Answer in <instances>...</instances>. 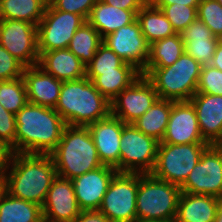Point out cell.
I'll list each match as a JSON object with an SVG mask.
<instances>
[{"instance_id":"6da1fadb","label":"cell","mask_w":222,"mask_h":222,"mask_svg":"<svg viewBox=\"0 0 222 222\" xmlns=\"http://www.w3.org/2000/svg\"><path fill=\"white\" fill-rule=\"evenodd\" d=\"M15 153L50 155L67 124L54 108L27 103L16 114Z\"/></svg>"},{"instance_id":"7a4b0ae2","label":"cell","mask_w":222,"mask_h":222,"mask_svg":"<svg viewBox=\"0 0 222 222\" xmlns=\"http://www.w3.org/2000/svg\"><path fill=\"white\" fill-rule=\"evenodd\" d=\"M57 176L51 155L14 153L5 175L6 192L42 207Z\"/></svg>"},{"instance_id":"3957f363","label":"cell","mask_w":222,"mask_h":222,"mask_svg":"<svg viewBox=\"0 0 222 222\" xmlns=\"http://www.w3.org/2000/svg\"><path fill=\"white\" fill-rule=\"evenodd\" d=\"M54 109L69 126L87 127L111 114L110 102L87 77L64 81Z\"/></svg>"},{"instance_id":"277c9868","label":"cell","mask_w":222,"mask_h":222,"mask_svg":"<svg viewBox=\"0 0 222 222\" xmlns=\"http://www.w3.org/2000/svg\"><path fill=\"white\" fill-rule=\"evenodd\" d=\"M50 155L57 175L64 179L72 180L103 166L88 127L67 125Z\"/></svg>"},{"instance_id":"5b68a950","label":"cell","mask_w":222,"mask_h":222,"mask_svg":"<svg viewBox=\"0 0 222 222\" xmlns=\"http://www.w3.org/2000/svg\"><path fill=\"white\" fill-rule=\"evenodd\" d=\"M202 65L187 53L171 66L145 68L141 73L154 85L160 99L189 101L196 93Z\"/></svg>"},{"instance_id":"8992f818","label":"cell","mask_w":222,"mask_h":222,"mask_svg":"<svg viewBox=\"0 0 222 222\" xmlns=\"http://www.w3.org/2000/svg\"><path fill=\"white\" fill-rule=\"evenodd\" d=\"M181 188L151 174H139L137 219L174 222Z\"/></svg>"},{"instance_id":"52a82bcc","label":"cell","mask_w":222,"mask_h":222,"mask_svg":"<svg viewBox=\"0 0 222 222\" xmlns=\"http://www.w3.org/2000/svg\"><path fill=\"white\" fill-rule=\"evenodd\" d=\"M208 146V143H159L155 166L150 174L180 187Z\"/></svg>"},{"instance_id":"ba28073f","label":"cell","mask_w":222,"mask_h":222,"mask_svg":"<svg viewBox=\"0 0 222 222\" xmlns=\"http://www.w3.org/2000/svg\"><path fill=\"white\" fill-rule=\"evenodd\" d=\"M120 141V173L150 174L160 142L145 135L133 124L123 125Z\"/></svg>"},{"instance_id":"9c48e42d","label":"cell","mask_w":222,"mask_h":222,"mask_svg":"<svg viewBox=\"0 0 222 222\" xmlns=\"http://www.w3.org/2000/svg\"><path fill=\"white\" fill-rule=\"evenodd\" d=\"M139 173L117 172L109 183L99 211L111 222L137 220L136 198Z\"/></svg>"},{"instance_id":"30bf717a","label":"cell","mask_w":222,"mask_h":222,"mask_svg":"<svg viewBox=\"0 0 222 222\" xmlns=\"http://www.w3.org/2000/svg\"><path fill=\"white\" fill-rule=\"evenodd\" d=\"M85 22L80 15L53 9L47 4L37 25L39 56L43 52L67 49L76 30Z\"/></svg>"},{"instance_id":"8fae6325","label":"cell","mask_w":222,"mask_h":222,"mask_svg":"<svg viewBox=\"0 0 222 222\" xmlns=\"http://www.w3.org/2000/svg\"><path fill=\"white\" fill-rule=\"evenodd\" d=\"M181 192L222 199V147L209 145L180 186Z\"/></svg>"},{"instance_id":"7c38bea8","label":"cell","mask_w":222,"mask_h":222,"mask_svg":"<svg viewBox=\"0 0 222 222\" xmlns=\"http://www.w3.org/2000/svg\"><path fill=\"white\" fill-rule=\"evenodd\" d=\"M0 44L25 67L38 65L37 25L0 19Z\"/></svg>"},{"instance_id":"4fadbf2b","label":"cell","mask_w":222,"mask_h":222,"mask_svg":"<svg viewBox=\"0 0 222 222\" xmlns=\"http://www.w3.org/2000/svg\"><path fill=\"white\" fill-rule=\"evenodd\" d=\"M159 99L154 85L140 75L123 89L111 102V115L125 124H132Z\"/></svg>"},{"instance_id":"5bb4252c","label":"cell","mask_w":222,"mask_h":222,"mask_svg":"<svg viewBox=\"0 0 222 222\" xmlns=\"http://www.w3.org/2000/svg\"><path fill=\"white\" fill-rule=\"evenodd\" d=\"M102 43L140 73L144 71L148 64L150 45L142 34L137 19L133 23L105 36Z\"/></svg>"},{"instance_id":"9a60e30c","label":"cell","mask_w":222,"mask_h":222,"mask_svg":"<svg viewBox=\"0 0 222 222\" xmlns=\"http://www.w3.org/2000/svg\"><path fill=\"white\" fill-rule=\"evenodd\" d=\"M160 143H207L201 135L196 110L190 101H172L167 129Z\"/></svg>"},{"instance_id":"2e32d148","label":"cell","mask_w":222,"mask_h":222,"mask_svg":"<svg viewBox=\"0 0 222 222\" xmlns=\"http://www.w3.org/2000/svg\"><path fill=\"white\" fill-rule=\"evenodd\" d=\"M116 173L115 168L103 165L71 180L81 211L99 210L109 183Z\"/></svg>"},{"instance_id":"e0dca14e","label":"cell","mask_w":222,"mask_h":222,"mask_svg":"<svg viewBox=\"0 0 222 222\" xmlns=\"http://www.w3.org/2000/svg\"><path fill=\"white\" fill-rule=\"evenodd\" d=\"M80 212L71 180L57 176L42 205L43 221L72 222Z\"/></svg>"},{"instance_id":"ac0fdd59","label":"cell","mask_w":222,"mask_h":222,"mask_svg":"<svg viewBox=\"0 0 222 222\" xmlns=\"http://www.w3.org/2000/svg\"><path fill=\"white\" fill-rule=\"evenodd\" d=\"M125 123L111 114L88 125L100 162L120 172V138Z\"/></svg>"},{"instance_id":"d6986e66","label":"cell","mask_w":222,"mask_h":222,"mask_svg":"<svg viewBox=\"0 0 222 222\" xmlns=\"http://www.w3.org/2000/svg\"><path fill=\"white\" fill-rule=\"evenodd\" d=\"M197 114L203 139L209 145L222 143V96L195 93L189 100Z\"/></svg>"},{"instance_id":"ffe728a7","label":"cell","mask_w":222,"mask_h":222,"mask_svg":"<svg viewBox=\"0 0 222 222\" xmlns=\"http://www.w3.org/2000/svg\"><path fill=\"white\" fill-rule=\"evenodd\" d=\"M28 102L55 108L63 82L47 74L40 66L25 67L22 75Z\"/></svg>"},{"instance_id":"44dd1931","label":"cell","mask_w":222,"mask_h":222,"mask_svg":"<svg viewBox=\"0 0 222 222\" xmlns=\"http://www.w3.org/2000/svg\"><path fill=\"white\" fill-rule=\"evenodd\" d=\"M38 66L62 82L86 77V65L68 48L43 52Z\"/></svg>"},{"instance_id":"7402d4cb","label":"cell","mask_w":222,"mask_h":222,"mask_svg":"<svg viewBox=\"0 0 222 222\" xmlns=\"http://www.w3.org/2000/svg\"><path fill=\"white\" fill-rule=\"evenodd\" d=\"M185 53L193 57L201 65H209L216 47L217 37L209 27L196 18L182 33Z\"/></svg>"},{"instance_id":"603a6c76","label":"cell","mask_w":222,"mask_h":222,"mask_svg":"<svg viewBox=\"0 0 222 222\" xmlns=\"http://www.w3.org/2000/svg\"><path fill=\"white\" fill-rule=\"evenodd\" d=\"M222 199L181 192L174 222H214Z\"/></svg>"},{"instance_id":"cb8c5ba5","label":"cell","mask_w":222,"mask_h":222,"mask_svg":"<svg viewBox=\"0 0 222 222\" xmlns=\"http://www.w3.org/2000/svg\"><path fill=\"white\" fill-rule=\"evenodd\" d=\"M136 19L137 14L134 11L116 8L98 0L87 22L99 32L103 39L121 27L133 23Z\"/></svg>"},{"instance_id":"d4e9b609","label":"cell","mask_w":222,"mask_h":222,"mask_svg":"<svg viewBox=\"0 0 222 222\" xmlns=\"http://www.w3.org/2000/svg\"><path fill=\"white\" fill-rule=\"evenodd\" d=\"M137 21L149 45L176 34L163 12L150 2H147L137 13Z\"/></svg>"},{"instance_id":"484cf974","label":"cell","mask_w":222,"mask_h":222,"mask_svg":"<svg viewBox=\"0 0 222 222\" xmlns=\"http://www.w3.org/2000/svg\"><path fill=\"white\" fill-rule=\"evenodd\" d=\"M141 73L131 64L123 63L117 72H100L91 82L111 102L123 89L136 80Z\"/></svg>"},{"instance_id":"4316f807","label":"cell","mask_w":222,"mask_h":222,"mask_svg":"<svg viewBox=\"0 0 222 222\" xmlns=\"http://www.w3.org/2000/svg\"><path fill=\"white\" fill-rule=\"evenodd\" d=\"M171 108V100L159 98L132 124L145 135L161 142L167 129Z\"/></svg>"},{"instance_id":"83f0119b","label":"cell","mask_w":222,"mask_h":222,"mask_svg":"<svg viewBox=\"0 0 222 222\" xmlns=\"http://www.w3.org/2000/svg\"><path fill=\"white\" fill-rule=\"evenodd\" d=\"M0 222H44L42 207L5 191L0 198Z\"/></svg>"},{"instance_id":"f1b7e54d","label":"cell","mask_w":222,"mask_h":222,"mask_svg":"<svg viewBox=\"0 0 222 222\" xmlns=\"http://www.w3.org/2000/svg\"><path fill=\"white\" fill-rule=\"evenodd\" d=\"M47 4L46 0H0V19H14L38 25Z\"/></svg>"},{"instance_id":"f546056e","label":"cell","mask_w":222,"mask_h":222,"mask_svg":"<svg viewBox=\"0 0 222 222\" xmlns=\"http://www.w3.org/2000/svg\"><path fill=\"white\" fill-rule=\"evenodd\" d=\"M185 52L180 33L158 40L150 45V56L145 68L171 66Z\"/></svg>"},{"instance_id":"4dcf8cb0","label":"cell","mask_w":222,"mask_h":222,"mask_svg":"<svg viewBox=\"0 0 222 222\" xmlns=\"http://www.w3.org/2000/svg\"><path fill=\"white\" fill-rule=\"evenodd\" d=\"M102 42L99 32L86 21L76 30L68 49L87 65L93 60Z\"/></svg>"},{"instance_id":"1f68e13d","label":"cell","mask_w":222,"mask_h":222,"mask_svg":"<svg viewBox=\"0 0 222 222\" xmlns=\"http://www.w3.org/2000/svg\"><path fill=\"white\" fill-rule=\"evenodd\" d=\"M28 103L23 77L0 81V104L14 115Z\"/></svg>"},{"instance_id":"d6a6232c","label":"cell","mask_w":222,"mask_h":222,"mask_svg":"<svg viewBox=\"0 0 222 222\" xmlns=\"http://www.w3.org/2000/svg\"><path fill=\"white\" fill-rule=\"evenodd\" d=\"M124 61L105 44L98 47L93 60L86 65V77L92 81L100 72H117Z\"/></svg>"},{"instance_id":"836d02e7","label":"cell","mask_w":222,"mask_h":222,"mask_svg":"<svg viewBox=\"0 0 222 222\" xmlns=\"http://www.w3.org/2000/svg\"><path fill=\"white\" fill-rule=\"evenodd\" d=\"M198 6L172 4L163 6L160 10L172 24L176 33H182L196 18Z\"/></svg>"},{"instance_id":"e575fe53","label":"cell","mask_w":222,"mask_h":222,"mask_svg":"<svg viewBox=\"0 0 222 222\" xmlns=\"http://www.w3.org/2000/svg\"><path fill=\"white\" fill-rule=\"evenodd\" d=\"M197 18L206 24L215 37L222 33V5L216 0H201Z\"/></svg>"},{"instance_id":"d590c367","label":"cell","mask_w":222,"mask_h":222,"mask_svg":"<svg viewBox=\"0 0 222 222\" xmlns=\"http://www.w3.org/2000/svg\"><path fill=\"white\" fill-rule=\"evenodd\" d=\"M196 93L222 96V71L209 65H202Z\"/></svg>"},{"instance_id":"8d00e7d4","label":"cell","mask_w":222,"mask_h":222,"mask_svg":"<svg viewBox=\"0 0 222 222\" xmlns=\"http://www.w3.org/2000/svg\"><path fill=\"white\" fill-rule=\"evenodd\" d=\"M25 66L0 44V81L22 77Z\"/></svg>"},{"instance_id":"74e56055","label":"cell","mask_w":222,"mask_h":222,"mask_svg":"<svg viewBox=\"0 0 222 222\" xmlns=\"http://www.w3.org/2000/svg\"><path fill=\"white\" fill-rule=\"evenodd\" d=\"M98 0H49L48 4L60 11L82 16L86 21Z\"/></svg>"},{"instance_id":"f35d334b","label":"cell","mask_w":222,"mask_h":222,"mask_svg":"<svg viewBox=\"0 0 222 222\" xmlns=\"http://www.w3.org/2000/svg\"><path fill=\"white\" fill-rule=\"evenodd\" d=\"M16 118L0 104V140L12 147L15 153Z\"/></svg>"},{"instance_id":"ab89813d","label":"cell","mask_w":222,"mask_h":222,"mask_svg":"<svg viewBox=\"0 0 222 222\" xmlns=\"http://www.w3.org/2000/svg\"><path fill=\"white\" fill-rule=\"evenodd\" d=\"M101 1L116 8L118 7L120 9L132 10L136 14L147 3L146 0H101Z\"/></svg>"},{"instance_id":"60d3db41","label":"cell","mask_w":222,"mask_h":222,"mask_svg":"<svg viewBox=\"0 0 222 222\" xmlns=\"http://www.w3.org/2000/svg\"><path fill=\"white\" fill-rule=\"evenodd\" d=\"M14 152L12 147L0 140V175H6Z\"/></svg>"},{"instance_id":"b9f144b4","label":"cell","mask_w":222,"mask_h":222,"mask_svg":"<svg viewBox=\"0 0 222 222\" xmlns=\"http://www.w3.org/2000/svg\"><path fill=\"white\" fill-rule=\"evenodd\" d=\"M72 222H111L99 210L81 211Z\"/></svg>"},{"instance_id":"7bdbcfd3","label":"cell","mask_w":222,"mask_h":222,"mask_svg":"<svg viewBox=\"0 0 222 222\" xmlns=\"http://www.w3.org/2000/svg\"><path fill=\"white\" fill-rule=\"evenodd\" d=\"M201 0H151L150 3L161 9L163 6L172 5V4H182L186 6H198Z\"/></svg>"},{"instance_id":"ee69618b","label":"cell","mask_w":222,"mask_h":222,"mask_svg":"<svg viewBox=\"0 0 222 222\" xmlns=\"http://www.w3.org/2000/svg\"><path fill=\"white\" fill-rule=\"evenodd\" d=\"M210 65L222 71V46L221 45H217L216 51L214 53V56L212 58Z\"/></svg>"},{"instance_id":"f6af8a7d","label":"cell","mask_w":222,"mask_h":222,"mask_svg":"<svg viewBox=\"0 0 222 222\" xmlns=\"http://www.w3.org/2000/svg\"><path fill=\"white\" fill-rule=\"evenodd\" d=\"M6 191L5 187V175H0V198L3 193Z\"/></svg>"},{"instance_id":"bcb514c9","label":"cell","mask_w":222,"mask_h":222,"mask_svg":"<svg viewBox=\"0 0 222 222\" xmlns=\"http://www.w3.org/2000/svg\"><path fill=\"white\" fill-rule=\"evenodd\" d=\"M214 222H222V201L218 207V211H217Z\"/></svg>"},{"instance_id":"7dc6e473","label":"cell","mask_w":222,"mask_h":222,"mask_svg":"<svg viewBox=\"0 0 222 222\" xmlns=\"http://www.w3.org/2000/svg\"><path fill=\"white\" fill-rule=\"evenodd\" d=\"M132 222H165V221H157V220H140V219H137V220H134Z\"/></svg>"},{"instance_id":"c3c4849f","label":"cell","mask_w":222,"mask_h":222,"mask_svg":"<svg viewBox=\"0 0 222 222\" xmlns=\"http://www.w3.org/2000/svg\"><path fill=\"white\" fill-rule=\"evenodd\" d=\"M217 42H218V45L222 46V33L217 36Z\"/></svg>"},{"instance_id":"681fc988","label":"cell","mask_w":222,"mask_h":222,"mask_svg":"<svg viewBox=\"0 0 222 222\" xmlns=\"http://www.w3.org/2000/svg\"><path fill=\"white\" fill-rule=\"evenodd\" d=\"M216 1H218L222 5V0H216Z\"/></svg>"}]
</instances>
